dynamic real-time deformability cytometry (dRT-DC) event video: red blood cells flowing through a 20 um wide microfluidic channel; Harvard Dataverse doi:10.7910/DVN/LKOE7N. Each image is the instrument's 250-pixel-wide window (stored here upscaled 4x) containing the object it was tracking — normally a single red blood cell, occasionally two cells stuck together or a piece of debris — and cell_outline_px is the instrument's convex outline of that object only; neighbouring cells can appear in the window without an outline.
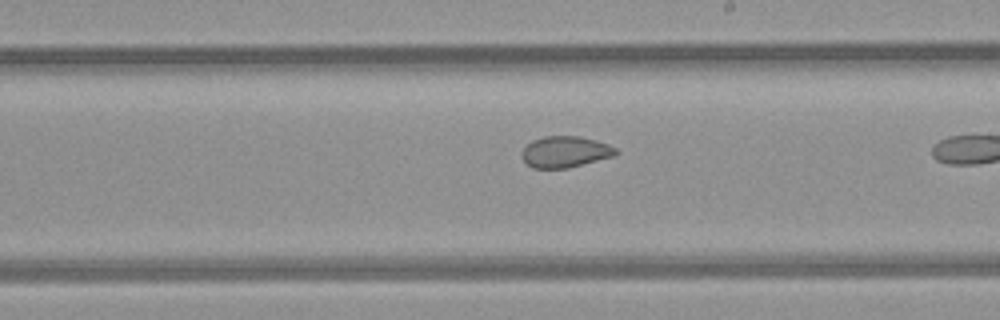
{"species": "common noctule bat (a hibernating species)", "species_latin": "Nyctalus noctula", "temperature_condition": "room temperature", "stored_images_in_passage": 9, "camera_frame_rate_fps": 3000, "um_per_image_px": 0.085, "animal": {"sex": "female", "body_mass_g": 21.9}, "frame": {"image": 1, "passage_image": 9, "time_ms": 9.333, "image_size_px": [1000, 320], "cell_outline_px": [[620, 152], [616, 156], [568, 168], [532, 168], [520, 156], [520, 152], [532, 140], [544, 136], [580, 136], [596, 140], [608, 144], [616, 148]], "centroid_in_image_um": [48.07, 12.9], "position_along_channel_um": 240.9, "area_um2": 17.34}}